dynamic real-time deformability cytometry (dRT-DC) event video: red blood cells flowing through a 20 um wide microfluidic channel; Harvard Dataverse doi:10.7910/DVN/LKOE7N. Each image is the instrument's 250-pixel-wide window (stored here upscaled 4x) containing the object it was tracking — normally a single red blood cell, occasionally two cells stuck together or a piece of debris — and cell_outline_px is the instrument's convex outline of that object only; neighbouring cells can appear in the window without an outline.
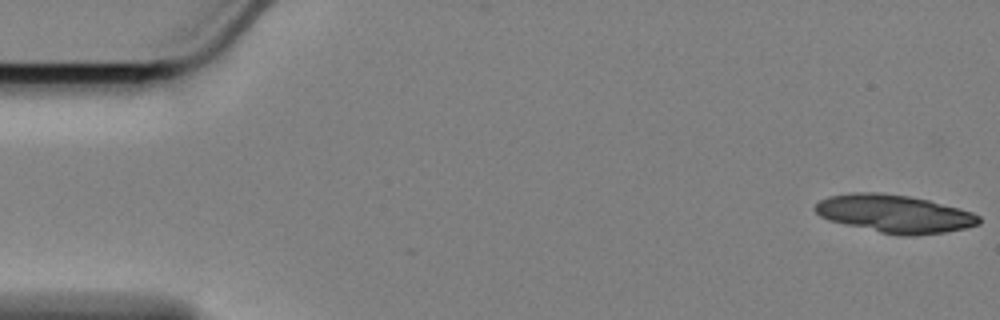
{"species": "Egyptian fruit bat (a non-hibernating species)", "species_latin": "Rousettus aegyptiacus", "temperature_condition": "cold", "stored_images_in_passage": 17, "camera_frame_rate_fps": 3000, "um_per_image_px": 0.085, "animal": {"sex": "female"}, "frame": {"image": 1, "passage_image": 1, "time_ms": 0.0, "image_size_px": [1000, 320], "cell_outline_px": [[980, 224], [964, 228], [944, 232], [908, 236], [904, 236], [880, 232], [828, 220], [820, 216], [812, 208], [820, 200], [828, 196], [852, 192], [880, 192], [908, 196], [928, 200], [972, 212], [980, 216]], "centroid_in_image_um": [76.0, 18.16], "position_along_channel_um": 9.0, "area_um2": 35.95}}